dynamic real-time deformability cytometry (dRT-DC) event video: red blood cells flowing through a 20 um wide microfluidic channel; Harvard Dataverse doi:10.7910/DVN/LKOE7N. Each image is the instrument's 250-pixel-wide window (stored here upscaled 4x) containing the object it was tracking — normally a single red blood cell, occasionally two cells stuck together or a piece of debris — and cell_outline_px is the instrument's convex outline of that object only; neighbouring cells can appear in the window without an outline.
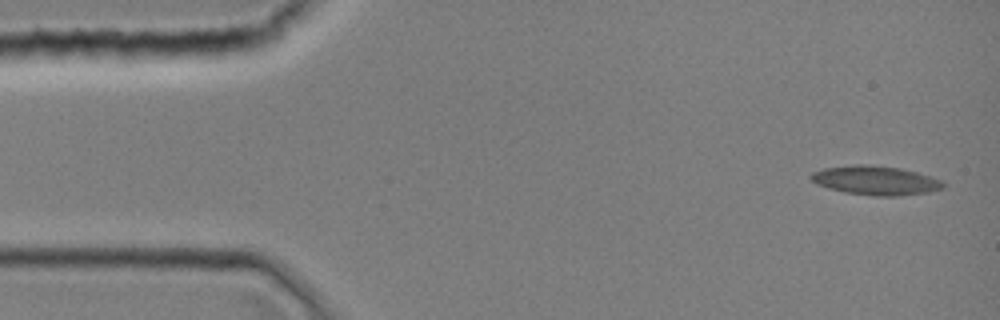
{"species": "common noctule bat (a hibernating species)", "species_latin": "Nyctalus noctula", "temperature_condition": "room temperature", "stored_images_in_passage": 1, "camera_frame_rate_fps": 3000, "um_per_image_px": 0.085, "animal": {"sex": "female", "body_mass_g": 19.0, "forearm_length_mm": 51.5}, "frame": {"image": 1, "passage_image": 1, "time_ms": 0.0, "image_size_px": [1000, 320], "cell_outline_px": [[944, 188], [928, 192], [900, 196], [876, 196], [844, 192], [828, 188], [816, 184], [808, 176], [812, 172], [824, 168], [856, 164], [864, 164], [900, 168], [916, 172], [940, 180], [944, 184]], "centroid_in_image_um": [74.38, 15.34], "position_along_channel_um": 10.6, "area_um2": 22.31}}